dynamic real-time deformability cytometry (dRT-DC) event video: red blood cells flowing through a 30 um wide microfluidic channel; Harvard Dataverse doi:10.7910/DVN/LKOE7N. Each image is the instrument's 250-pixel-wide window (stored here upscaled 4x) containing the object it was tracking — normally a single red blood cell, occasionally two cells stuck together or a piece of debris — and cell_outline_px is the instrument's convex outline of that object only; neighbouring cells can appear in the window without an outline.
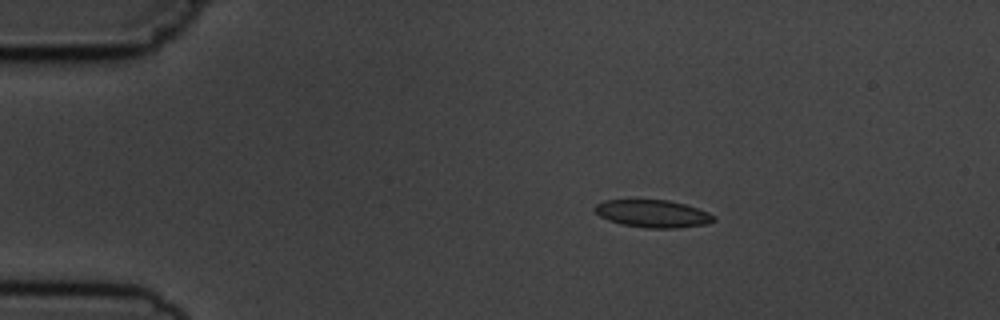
{"species": "common noctule bat (a hibernating species)", "species_latin": "Nyctalus noctula", "temperature_condition": "cold", "stored_images_in_passage": 5, "camera_frame_rate_fps": 3000, "um_per_image_px": 0.085, "animal": {"sex": "male", "body_mass_g": 19.5, "forearm_length_mm": 54.6}, "frame": {"image": 1, "passage_image": 3, "time_ms": 2.333, "image_size_px": [1000, 320], "cell_outline_px": [[716, 220], [708, 224], [680, 228], [648, 228], [620, 224], [608, 220], [600, 216], [592, 208], [596, 204], [604, 200], [668, 200], [684, 204], [708, 212], [716, 216]], "centroid_in_image_um": [55.5, 18.17], "position_along_channel_um": 29.5, "area_um2": 19.19}}
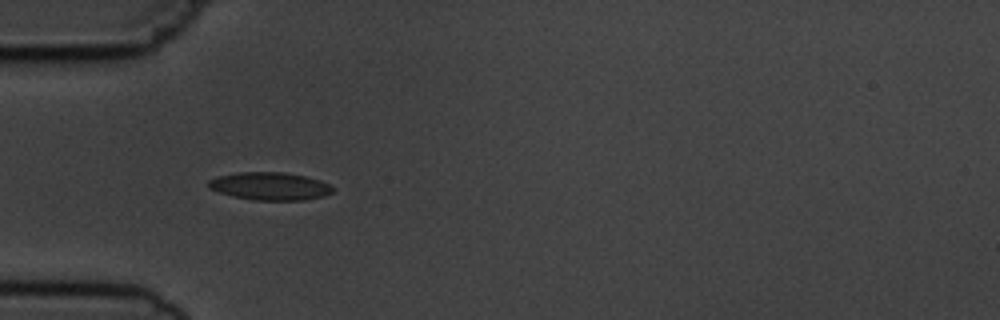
{"frame": {"image": 2, "passage_image": 5, "time_ms": 4.667, "image_size_px": [1000, 320], "cell_outline_px": [[332, 192], [324, 196], [304, 200], [256, 200], [232, 196], [208, 188], [208, 180], [216, 176], [240, 172], [284, 172], [304, 176], [320, 180], [332, 184]], "centroid_in_image_um": [22.94, 15.82], "position_along_channel_um": 62.1, "area_um2": 20.17}}